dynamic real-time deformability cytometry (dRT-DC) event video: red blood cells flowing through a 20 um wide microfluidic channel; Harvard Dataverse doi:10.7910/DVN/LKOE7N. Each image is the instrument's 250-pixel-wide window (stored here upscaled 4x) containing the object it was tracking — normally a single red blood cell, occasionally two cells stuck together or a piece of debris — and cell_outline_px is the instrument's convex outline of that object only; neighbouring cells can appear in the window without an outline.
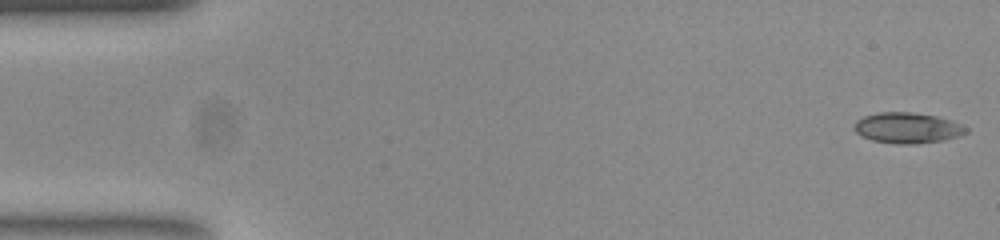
{"species": "common noctule bat (a hibernating species)", "species_latin": "Nyctalus noctula", "temperature_condition": "room temperature", "stored_images_in_passage": 54, "camera_frame_rate_fps": 3000, "um_per_image_px": 0.085, "animal": {"sex": "female", "body_mass_g": 23.0, "forearm_length_mm": 53.4}, "frame": {"image": 1, "passage_image": 1, "time_ms": 0.0, "image_size_px": [1000, 240], "cell_outline_px": [[968, 132], [960, 136], [944, 140], [912, 144], [896, 144], [872, 140], [860, 136], [856, 132], [856, 120], [864, 116], [880, 112], [912, 112], [936, 116], [952, 120], [968, 128]], "centroid_in_image_um": [77.16, 10.87], "position_along_channel_um": 7.8, "area_um2": 20.0}}
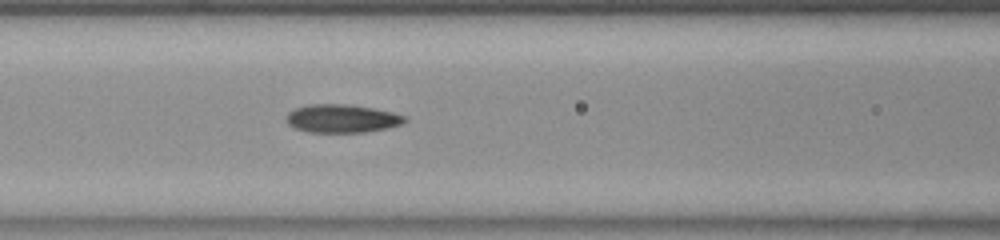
{"frame": {"image": 2, "passage_image": 22, "time_ms": 7.0, "image_size_px": [1000, 240], "cell_outline_px": [[408, 120], [400, 124], [388, 128], [364, 132], [308, 132], [296, 128], [288, 124], [284, 120], [284, 116], [288, 112], [296, 108], [308, 104], [348, 104], [372, 108], [392, 112], [408, 116]], "centroid_in_image_um": [29.05, 10.07], "position_along_channel_um": 137.6, "area_um2": 19.65}}
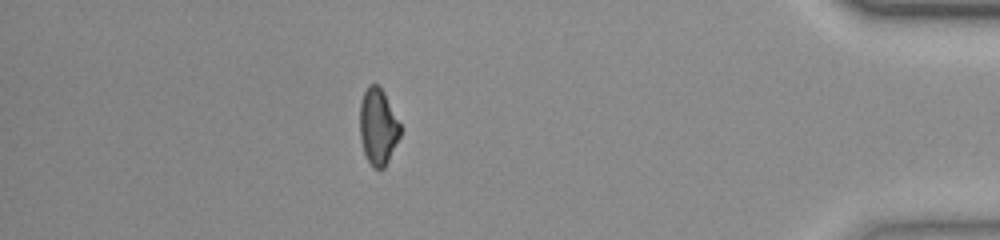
{"frame": {"image": 3, "passage_image": 47, "time_ms": 15.333, "image_size_px": [1000, 240], "cell_outline_px": [[404, 128], [384, 168], [372, 168], [364, 152], [360, 136], [360, 100], [368, 84], [376, 84], [384, 92]], "centroid_in_image_um": [32.15, 10.74], "position_along_channel_um": 403.0, "area_um2": 18.21}, "authors_computed_cell_mechanics": {"area_um2": 19.0162, "velocity_mm_per_s": 3.7687, "shape_relaxation_time_tau1_ms": null, "shape_relaxation_time_tau2_ms": 3.7332, "deformation_change_tau1": null, "deformation_change_tau2": 0.1059}}